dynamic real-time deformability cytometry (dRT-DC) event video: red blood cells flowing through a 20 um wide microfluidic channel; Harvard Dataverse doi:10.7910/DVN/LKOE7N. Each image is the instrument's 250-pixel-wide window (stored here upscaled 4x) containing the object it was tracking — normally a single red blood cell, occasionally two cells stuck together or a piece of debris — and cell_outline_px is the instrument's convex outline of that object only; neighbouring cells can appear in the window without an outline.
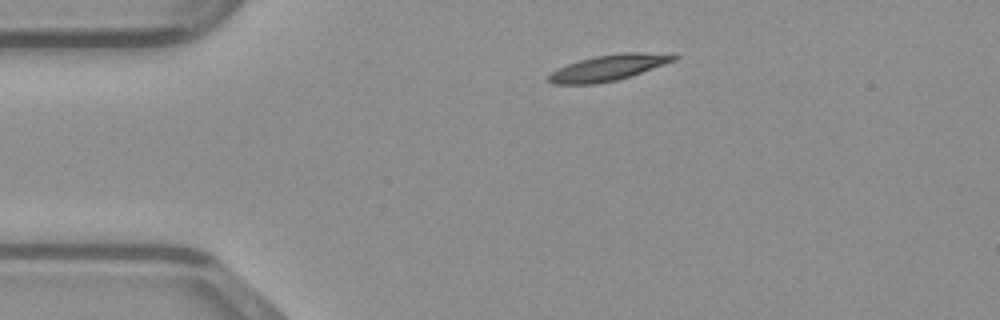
{"species": "common noctule bat (a hibernating species)", "species_latin": "Nyctalus noctula", "temperature_condition": "warm", "stored_images_in_passage": 40, "camera_frame_rate_fps": 3000, "um_per_image_px": 0.085, "animal": {"sex": "male", "body_mass_g": 23.1, "forearm_length_mm": 52.7}, "frame": {"image": 1, "passage_image": 1, "time_ms": 0.0, "image_size_px": [1000, 320], "cell_outline_px": [[680, 56], [676, 60], [616, 80], [596, 84], [552, 84], [544, 80], [552, 72], [568, 64], [580, 60], [596, 56], [620, 52], [676, 52]], "centroid_in_image_um": [51.77, 5.73], "position_along_channel_um": 33.2, "area_um2": 19.02}}
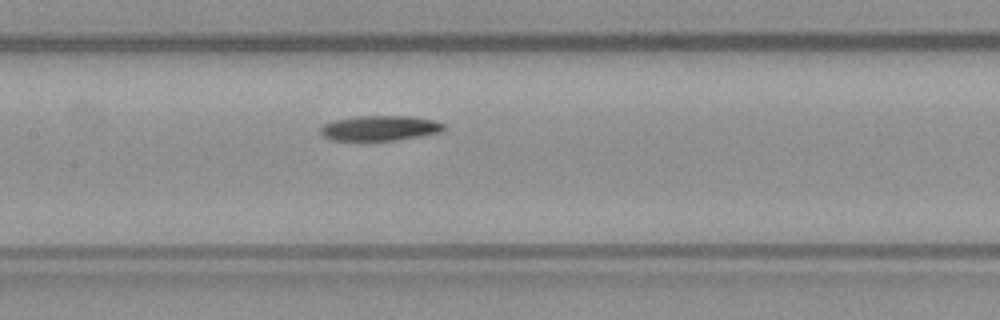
{"frame": {"image": 2, "passage_image": 14, "time_ms": 4.333, "image_size_px": [1000, 320], "cell_outline_px": [[444, 132], [396, 140], [332, 140], [324, 136], [320, 132], [320, 128], [324, 124], [336, 120], [356, 116], [412, 116], [436, 120], [444, 124]], "centroid_in_image_um": [32.34, 10.88], "position_along_channel_um": 175.1, "area_um2": 18.03}}
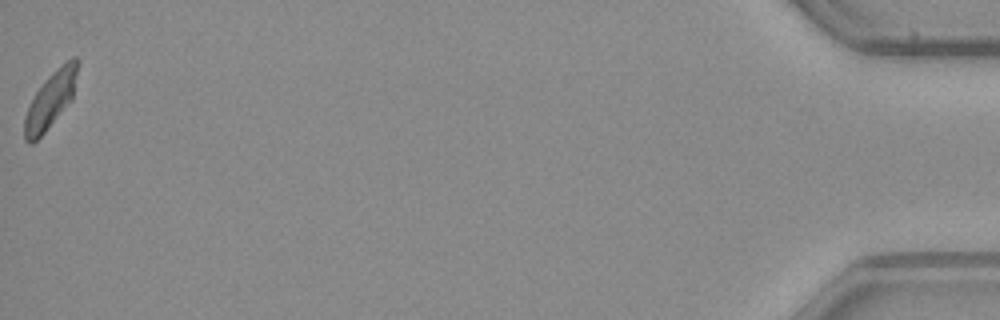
{"frame": {"image": 3, "passage_image": 40, "time_ms": 13.0, "image_size_px": [1000, 320], "cell_outline_px": [[80, 64], [72, 100], [44, 132], [32, 144], [28, 144], [24, 140], [24, 116], [36, 92], [44, 80], [56, 68], [72, 56], [76, 56], [80, 60]], "centroid_in_image_um": [4.33, 8.44], "position_along_channel_um": 430.9, "area_um2": 17.57}}